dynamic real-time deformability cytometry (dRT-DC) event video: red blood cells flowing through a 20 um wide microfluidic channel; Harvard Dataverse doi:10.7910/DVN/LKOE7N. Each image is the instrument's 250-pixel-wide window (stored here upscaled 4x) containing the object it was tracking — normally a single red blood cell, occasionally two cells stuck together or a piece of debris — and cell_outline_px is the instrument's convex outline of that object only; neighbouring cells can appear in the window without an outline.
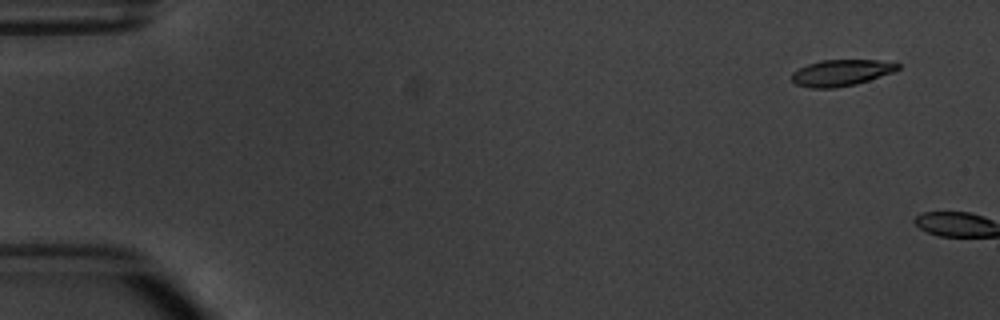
{"species": "common noctule bat (a hibernating species)", "species_latin": "Nyctalus noctula", "temperature_condition": "warm", "stored_images_in_passage": 2, "camera_frame_rate_fps": 3000, "um_per_image_px": 0.085, "animal": {"sex": "male", "body_mass_g": 20.1, "forearm_length_mm": 53.5}, "frame": {"image": 1, "passage_image": 1, "time_ms": 0.0, "image_size_px": [1000, 320], "cell_outline_px": [[900, 68], [892, 72], [856, 84], [832, 88], [812, 88], [796, 84], [792, 80], [792, 72], [808, 64], [820, 60], [880, 60], [900, 64]], "centroid_in_image_um": [71.49, 6.18], "position_along_channel_um": 13.5, "area_um2": 16.07}}